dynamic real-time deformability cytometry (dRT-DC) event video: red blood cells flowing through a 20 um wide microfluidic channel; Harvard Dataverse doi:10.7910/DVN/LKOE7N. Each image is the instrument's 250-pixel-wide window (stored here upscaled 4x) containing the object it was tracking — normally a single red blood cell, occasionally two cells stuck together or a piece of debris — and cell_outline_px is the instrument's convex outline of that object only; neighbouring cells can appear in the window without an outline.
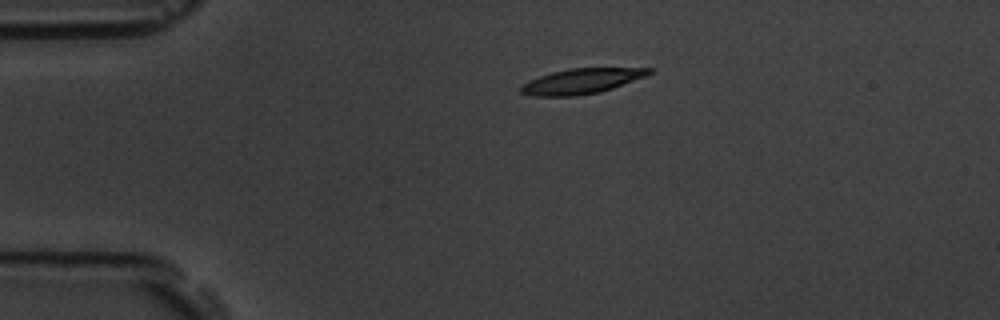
{"species": "common noctule bat (a hibernating species)", "species_latin": "Nyctalus noctula", "temperature_condition": "room temperature", "stored_images_in_passage": 5, "camera_frame_rate_fps": 3000, "um_per_image_px": 0.085, "animal": {"sex": "male", "body_mass_g": 19.5, "forearm_length_mm": 54.6}, "frame": {"image": 1, "passage_image": 1, "time_ms": 0.0, "image_size_px": [1000, 320], "cell_outline_px": [[652, 72], [644, 76], [612, 88], [600, 92], [576, 96], [532, 96], [520, 92], [520, 84], [528, 80], [552, 72], [572, 68], [652, 68]], "centroid_in_image_um": [49.36, 6.9], "position_along_channel_um": 35.6, "area_um2": 18.67}}
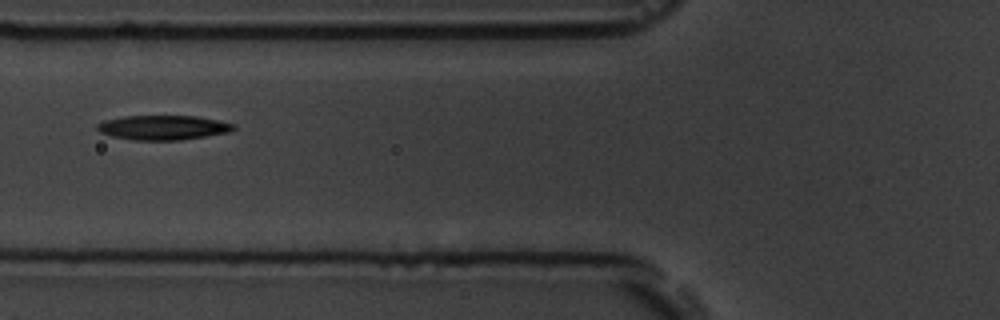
{"frame": {"image": 2, "passage_image": 4, "time_ms": 3.333, "image_size_px": [1000, 320], "cell_outline_px": [[236, 128], [228, 132], [180, 140], [136, 140], [112, 136], [100, 132], [96, 128], [96, 124], [104, 120], [124, 116], [196, 116], [220, 120], [236, 124]], "centroid_in_image_um": [13.87, 10.83], "position_along_channel_um": 111.9, "area_um2": 19.48}}
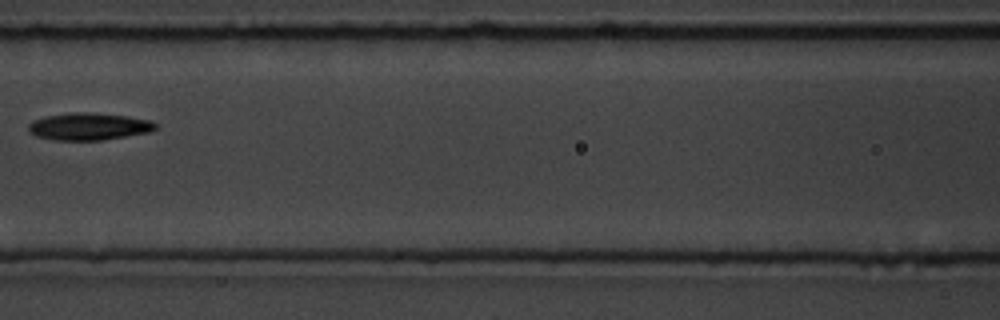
{"frame": {"image": 3, "passage_image": 5, "time_ms": 4.667, "image_size_px": [1000, 320], "cell_outline_px": [[156, 128], [152, 132], [100, 140], [52, 140], [36, 136], [28, 132], [28, 124], [32, 120], [44, 116], [72, 112], [88, 112], [128, 116], [152, 120], [156, 124]], "centroid_in_image_um": [7.53, 10.74], "position_along_channel_um": 159.1, "area_um2": 20.4}}